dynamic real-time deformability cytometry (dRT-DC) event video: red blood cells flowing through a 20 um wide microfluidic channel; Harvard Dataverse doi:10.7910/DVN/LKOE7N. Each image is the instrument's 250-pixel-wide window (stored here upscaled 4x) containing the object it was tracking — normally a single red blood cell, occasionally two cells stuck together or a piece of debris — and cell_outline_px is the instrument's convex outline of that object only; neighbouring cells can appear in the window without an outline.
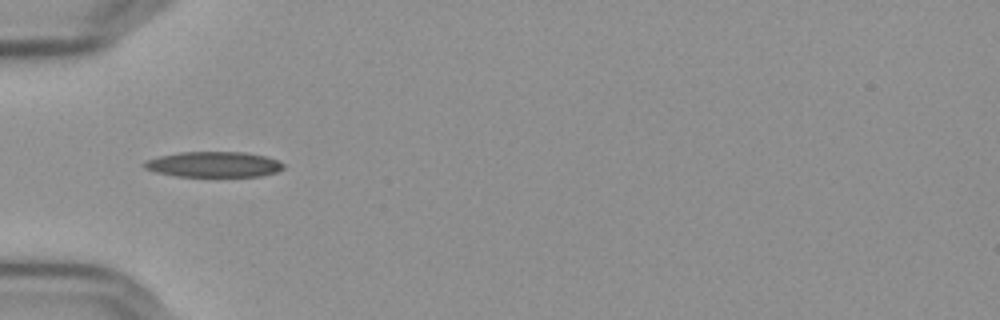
{"species": "Egyptian fruit bat (a non-hibernating species)", "species_latin": "Rousettus aegyptiacus", "temperature_condition": "cold", "stored_images_in_passage": 38, "camera_frame_rate_fps": 3000, "um_per_image_px": 0.085, "frame": {"image": 1, "passage_image": 1, "time_ms": 0.0, "image_size_px": [1000, 320], "cell_outline_px": [[284, 168], [276, 172], [260, 176], [176, 176], [156, 172], [144, 168], [140, 164], [144, 160], [160, 156], [180, 152], [244, 152], [264, 156], [276, 160], [284, 164]], "centroid_in_image_um": [18.11, 13.97], "position_along_channel_um": 66.9, "area_um2": 20.63}}
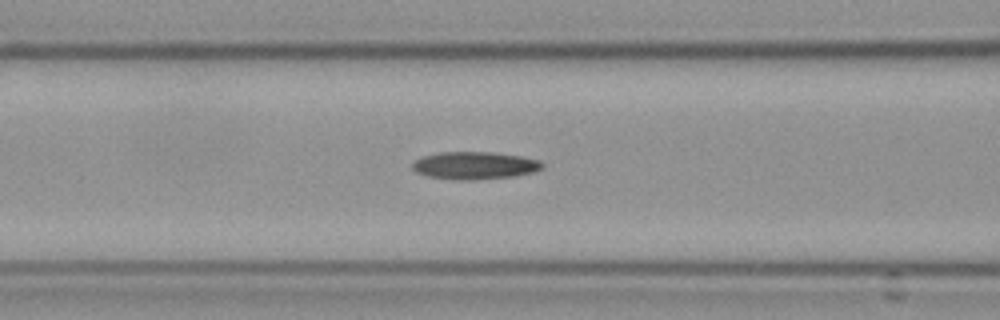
{"frame": {"image": 2, "passage_image": 6, "time_ms": 1.667, "image_size_px": [1000, 320], "cell_outline_px": [[544, 168], [532, 172], [512, 176], [472, 180], [460, 180], [428, 176], [416, 172], [412, 168], [412, 164], [416, 160], [424, 156], [440, 152], [492, 152], [520, 156], [540, 160], [544, 164]], "centroid_in_image_um": [40.36, 14.06], "position_along_channel_um": 126.2, "area_um2": 20.69}}
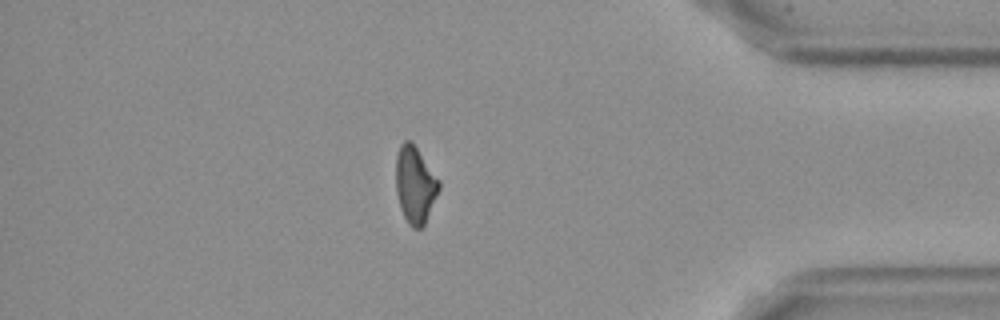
{"frame": {"image": 3, "passage_image": 31, "time_ms": 10.0, "image_size_px": [1000, 320], "cell_outline_px": [[440, 188], [424, 224], [420, 228], [412, 228], [408, 224], [400, 208], [396, 192], [396, 156], [400, 144], [404, 140], [412, 140], [440, 180]], "centroid_in_image_um": [35.27, 15.66], "position_along_channel_um": 399.9, "area_um2": 19.42}, "authors_computed_cell_mechanics": {"area_um2": 20.0277, "velocity_mm_per_s": 3.632, "shape_relaxation_time_tau1_ms": 5.3311, "shape_relaxation_time_tau2_ms": 9.2733, "deformation_change_tau1": 0.1566, "deformation_change_tau2": 0.1831}}